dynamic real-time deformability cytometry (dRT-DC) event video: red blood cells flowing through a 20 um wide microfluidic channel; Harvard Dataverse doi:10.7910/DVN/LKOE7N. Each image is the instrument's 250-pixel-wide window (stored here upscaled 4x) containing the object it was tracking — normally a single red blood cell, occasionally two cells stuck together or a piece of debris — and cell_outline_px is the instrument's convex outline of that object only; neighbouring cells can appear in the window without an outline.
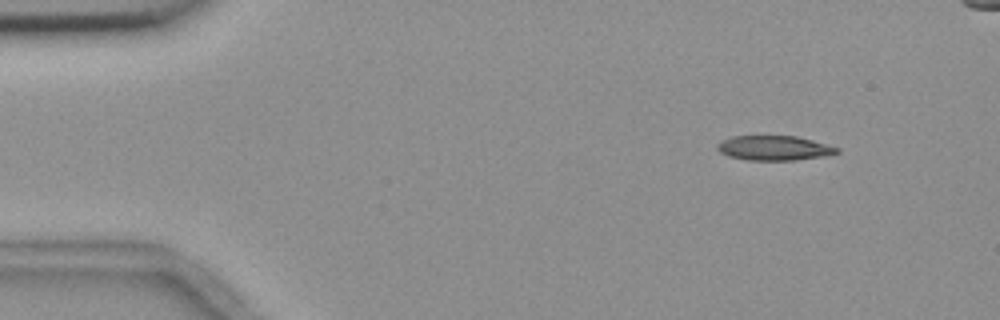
{"species": "common noctule bat (a hibernating species)", "species_latin": "Nyctalus noctula", "temperature_condition": "room temperature", "stored_images_in_passage": 3, "camera_frame_rate_fps": 3000, "um_per_image_px": 0.085, "animal": {"sex": "female", "body_mass_g": 18.4}, "frame": {"image": 1, "passage_image": 1, "time_ms": 0.0, "image_size_px": [1000, 320], "cell_outline_px": [[840, 152], [820, 156], [796, 160], [748, 160], [728, 156], [720, 152], [716, 148], [716, 144], [720, 140], [732, 136], [796, 136], [812, 140], [840, 148]], "centroid_in_image_um": [65.75, 12.57], "position_along_channel_um": 19.3, "area_um2": 17.17}}